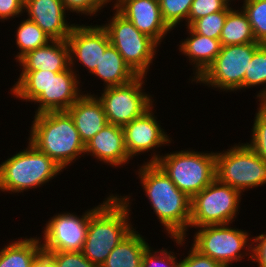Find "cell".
<instances>
[{
  "label": "cell",
  "mask_w": 266,
  "mask_h": 267,
  "mask_svg": "<svg viewBox=\"0 0 266 267\" xmlns=\"http://www.w3.org/2000/svg\"><path fill=\"white\" fill-rule=\"evenodd\" d=\"M135 175L139 179L158 222L174 244L188 246L191 199L180 191L156 163H140ZM139 168V169H138ZM188 232V233H187ZM187 241V242H186ZM187 244V245H185ZM186 247H185V246Z\"/></svg>",
  "instance_id": "6da1fadb"
},
{
  "label": "cell",
  "mask_w": 266,
  "mask_h": 267,
  "mask_svg": "<svg viewBox=\"0 0 266 267\" xmlns=\"http://www.w3.org/2000/svg\"><path fill=\"white\" fill-rule=\"evenodd\" d=\"M18 76L8 93L21 102L37 105L35 114L67 111L85 93V83L71 67L62 72L21 71Z\"/></svg>",
  "instance_id": "7a4b0ae2"
},
{
  "label": "cell",
  "mask_w": 266,
  "mask_h": 267,
  "mask_svg": "<svg viewBox=\"0 0 266 267\" xmlns=\"http://www.w3.org/2000/svg\"><path fill=\"white\" fill-rule=\"evenodd\" d=\"M115 193L90 217L82 249L83 255L99 267L111 251L136 228L131 221V204L135 200L132 198L133 193Z\"/></svg>",
  "instance_id": "3957f363"
},
{
  "label": "cell",
  "mask_w": 266,
  "mask_h": 267,
  "mask_svg": "<svg viewBox=\"0 0 266 267\" xmlns=\"http://www.w3.org/2000/svg\"><path fill=\"white\" fill-rule=\"evenodd\" d=\"M32 116L26 139L63 171L81 157L85 158V144L67 111H48Z\"/></svg>",
  "instance_id": "277c9868"
},
{
  "label": "cell",
  "mask_w": 266,
  "mask_h": 267,
  "mask_svg": "<svg viewBox=\"0 0 266 267\" xmlns=\"http://www.w3.org/2000/svg\"><path fill=\"white\" fill-rule=\"evenodd\" d=\"M27 147L8 156L0 164V193L34 191L64 172L48 155L27 141Z\"/></svg>",
  "instance_id": "5b68a950"
},
{
  "label": "cell",
  "mask_w": 266,
  "mask_h": 267,
  "mask_svg": "<svg viewBox=\"0 0 266 267\" xmlns=\"http://www.w3.org/2000/svg\"><path fill=\"white\" fill-rule=\"evenodd\" d=\"M187 149L165 151L155 163L191 199L216 179V153Z\"/></svg>",
  "instance_id": "8992f818"
},
{
  "label": "cell",
  "mask_w": 266,
  "mask_h": 267,
  "mask_svg": "<svg viewBox=\"0 0 266 267\" xmlns=\"http://www.w3.org/2000/svg\"><path fill=\"white\" fill-rule=\"evenodd\" d=\"M111 7L112 16L101 23L109 35L110 43L137 76L147 77L161 46Z\"/></svg>",
  "instance_id": "52a82bcc"
},
{
  "label": "cell",
  "mask_w": 266,
  "mask_h": 267,
  "mask_svg": "<svg viewBox=\"0 0 266 267\" xmlns=\"http://www.w3.org/2000/svg\"><path fill=\"white\" fill-rule=\"evenodd\" d=\"M193 229L196 230H193L191 245L224 267H233L234 262H242L245 258L251 262V232L233 227V223L205 225Z\"/></svg>",
  "instance_id": "ba28073f"
},
{
  "label": "cell",
  "mask_w": 266,
  "mask_h": 267,
  "mask_svg": "<svg viewBox=\"0 0 266 267\" xmlns=\"http://www.w3.org/2000/svg\"><path fill=\"white\" fill-rule=\"evenodd\" d=\"M229 147L215 151L216 179L242 195L246 190L266 185V162L245 142H234Z\"/></svg>",
  "instance_id": "9c48e42d"
},
{
  "label": "cell",
  "mask_w": 266,
  "mask_h": 267,
  "mask_svg": "<svg viewBox=\"0 0 266 267\" xmlns=\"http://www.w3.org/2000/svg\"><path fill=\"white\" fill-rule=\"evenodd\" d=\"M241 200L238 190L215 179L191 198L189 228L235 222Z\"/></svg>",
  "instance_id": "30bf717a"
},
{
  "label": "cell",
  "mask_w": 266,
  "mask_h": 267,
  "mask_svg": "<svg viewBox=\"0 0 266 267\" xmlns=\"http://www.w3.org/2000/svg\"><path fill=\"white\" fill-rule=\"evenodd\" d=\"M259 45L260 43H248L222 46L216 59L193 84H202L223 94L224 91H243L246 69Z\"/></svg>",
  "instance_id": "8fae6325"
},
{
  "label": "cell",
  "mask_w": 266,
  "mask_h": 267,
  "mask_svg": "<svg viewBox=\"0 0 266 267\" xmlns=\"http://www.w3.org/2000/svg\"><path fill=\"white\" fill-rule=\"evenodd\" d=\"M112 195V192L108 193L103 202L88 208L82 215L68 211L56 212V215L54 214L46 221L41 235L38 236L43 252H82L90 217Z\"/></svg>",
  "instance_id": "7c38bea8"
},
{
  "label": "cell",
  "mask_w": 266,
  "mask_h": 267,
  "mask_svg": "<svg viewBox=\"0 0 266 267\" xmlns=\"http://www.w3.org/2000/svg\"><path fill=\"white\" fill-rule=\"evenodd\" d=\"M146 79V76H138L126 85L102 88L101 94L84 92L94 94L102 103L109 124L123 127L155 103L154 95L145 91Z\"/></svg>",
  "instance_id": "4fadbf2b"
},
{
  "label": "cell",
  "mask_w": 266,
  "mask_h": 267,
  "mask_svg": "<svg viewBox=\"0 0 266 267\" xmlns=\"http://www.w3.org/2000/svg\"><path fill=\"white\" fill-rule=\"evenodd\" d=\"M155 105V106H154ZM156 102L140 117L135 118L125 126H123L125 145L129 157L133 158L146 153L148 158L142 160L143 163H155L162 154L160 147L170 146L174 141L172 137L167 134L166 130L162 128L161 120L158 121L157 110L155 109ZM155 110V111H154Z\"/></svg>",
  "instance_id": "5bb4252c"
},
{
  "label": "cell",
  "mask_w": 266,
  "mask_h": 267,
  "mask_svg": "<svg viewBox=\"0 0 266 267\" xmlns=\"http://www.w3.org/2000/svg\"><path fill=\"white\" fill-rule=\"evenodd\" d=\"M75 24L67 37L70 48V67L81 80L78 68L83 66L91 75L99 64L106 48L111 44L109 35L102 25ZM78 66V68H76Z\"/></svg>",
  "instance_id": "9a60e30c"
},
{
  "label": "cell",
  "mask_w": 266,
  "mask_h": 267,
  "mask_svg": "<svg viewBox=\"0 0 266 267\" xmlns=\"http://www.w3.org/2000/svg\"><path fill=\"white\" fill-rule=\"evenodd\" d=\"M113 7L140 32L148 35L160 46L172 31L164 22L160 3L155 0H118Z\"/></svg>",
  "instance_id": "2e32d148"
},
{
  "label": "cell",
  "mask_w": 266,
  "mask_h": 267,
  "mask_svg": "<svg viewBox=\"0 0 266 267\" xmlns=\"http://www.w3.org/2000/svg\"><path fill=\"white\" fill-rule=\"evenodd\" d=\"M24 13L52 40H67L76 24L71 23L62 0H25Z\"/></svg>",
  "instance_id": "e0dca14e"
},
{
  "label": "cell",
  "mask_w": 266,
  "mask_h": 267,
  "mask_svg": "<svg viewBox=\"0 0 266 267\" xmlns=\"http://www.w3.org/2000/svg\"><path fill=\"white\" fill-rule=\"evenodd\" d=\"M85 155L113 169L126 167L132 161L126 149L123 128L109 123L85 144Z\"/></svg>",
  "instance_id": "ac0fdd59"
},
{
  "label": "cell",
  "mask_w": 266,
  "mask_h": 267,
  "mask_svg": "<svg viewBox=\"0 0 266 267\" xmlns=\"http://www.w3.org/2000/svg\"><path fill=\"white\" fill-rule=\"evenodd\" d=\"M187 30L185 34L188 36L186 39H181L180 43L177 44L179 48V53H181L189 65L192 66L191 73L192 76H189V83L193 84L212 64L216 59V56L220 53L222 44L220 39H213L210 37L202 36L198 33H195L189 26L184 27ZM192 78V79H191Z\"/></svg>",
  "instance_id": "d6986e66"
},
{
  "label": "cell",
  "mask_w": 266,
  "mask_h": 267,
  "mask_svg": "<svg viewBox=\"0 0 266 267\" xmlns=\"http://www.w3.org/2000/svg\"><path fill=\"white\" fill-rule=\"evenodd\" d=\"M16 65L20 68L19 72L38 70L62 72L70 67V48L67 40H51L47 45L25 54Z\"/></svg>",
  "instance_id": "ffe728a7"
},
{
  "label": "cell",
  "mask_w": 266,
  "mask_h": 267,
  "mask_svg": "<svg viewBox=\"0 0 266 267\" xmlns=\"http://www.w3.org/2000/svg\"><path fill=\"white\" fill-rule=\"evenodd\" d=\"M67 112L84 144L108 124L103 105L94 94L84 93Z\"/></svg>",
  "instance_id": "44dd1931"
},
{
  "label": "cell",
  "mask_w": 266,
  "mask_h": 267,
  "mask_svg": "<svg viewBox=\"0 0 266 267\" xmlns=\"http://www.w3.org/2000/svg\"><path fill=\"white\" fill-rule=\"evenodd\" d=\"M92 75L101 79L103 88L126 85L138 77L112 44L106 48Z\"/></svg>",
  "instance_id": "7402d4cb"
},
{
  "label": "cell",
  "mask_w": 266,
  "mask_h": 267,
  "mask_svg": "<svg viewBox=\"0 0 266 267\" xmlns=\"http://www.w3.org/2000/svg\"><path fill=\"white\" fill-rule=\"evenodd\" d=\"M136 229L111 251L101 267H142L143 254L150 245Z\"/></svg>",
  "instance_id": "603a6c76"
},
{
  "label": "cell",
  "mask_w": 266,
  "mask_h": 267,
  "mask_svg": "<svg viewBox=\"0 0 266 267\" xmlns=\"http://www.w3.org/2000/svg\"><path fill=\"white\" fill-rule=\"evenodd\" d=\"M42 252L37 235L15 238L0 248V267H32Z\"/></svg>",
  "instance_id": "cb8c5ba5"
},
{
  "label": "cell",
  "mask_w": 266,
  "mask_h": 267,
  "mask_svg": "<svg viewBox=\"0 0 266 267\" xmlns=\"http://www.w3.org/2000/svg\"><path fill=\"white\" fill-rule=\"evenodd\" d=\"M235 8L233 7L226 16L220 35L222 46L258 43L246 13L239 6Z\"/></svg>",
  "instance_id": "d4e9b609"
},
{
  "label": "cell",
  "mask_w": 266,
  "mask_h": 267,
  "mask_svg": "<svg viewBox=\"0 0 266 267\" xmlns=\"http://www.w3.org/2000/svg\"><path fill=\"white\" fill-rule=\"evenodd\" d=\"M15 45L18 49L15 62L30 51L47 45L52 39L32 20L23 18L14 32Z\"/></svg>",
  "instance_id": "484cf974"
},
{
  "label": "cell",
  "mask_w": 266,
  "mask_h": 267,
  "mask_svg": "<svg viewBox=\"0 0 266 267\" xmlns=\"http://www.w3.org/2000/svg\"><path fill=\"white\" fill-rule=\"evenodd\" d=\"M253 87L258 89L260 87V90L255 95V99L258 100L266 92V44H260L255 49V53L244 75L243 91Z\"/></svg>",
  "instance_id": "4316f807"
},
{
  "label": "cell",
  "mask_w": 266,
  "mask_h": 267,
  "mask_svg": "<svg viewBox=\"0 0 266 267\" xmlns=\"http://www.w3.org/2000/svg\"><path fill=\"white\" fill-rule=\"evenodd\" d=\"M193 0H161L160 9L164 22L171 30H176L178 25L187 27V20Z\"/></svg>",
  "instance_id": "83f0119b"
},
{
  "label": "cell",
  "mask_w": 266,
  "mask_h": 267,
  "mask_svg": "<svg viewBox=\"0 0 266 267\" xmlns=\"http://www.w3.org/2000/svg\"><path fill=\"white\" fill-rule=\"evenodd\" d=\"M240 7L248 17L256 42L266 44V0H247Z\"/></svg>",
  "instance_id": "f1b7e54d"
},
{
  "label": "cell",
  "mask_w": 266,
  "mask_h": 267,
  "mask_svg": "<svg viewBox=\"0 0 266 267\" xmlns=\"http://www.w3.org/2000/svg\"><path fill=\"white\" fill-rule=\"evenodd\" d=\"M233 7L228 6L224 11L211 13L200 19L194 20L189 27L202 36L220 39L221 31L228 12Z\"/></svg>",
  "instance_id": "f546056e"
},
{
  "label": "cell",
  "mask_w": 266,
  "mask_h": 267,
  "mask_svg": "<svg viewBox=\"0 0 266 267\" xmlns=\"http://www.w3.org/2000/svg\"><path fill=\"white\" fill-rule=\"evenodd\" d=\"M251 129V139L246 144L266 162V112L257 106Z\"/></svg>",
  "instance_id": "4dcf8cb0"
},
{
  "label": "cell",
  "mask_w": 266,
  "mask_h": 267,
  "mask_svg": "<svg viewBox=\"0 0 266 267\" xmlns=\"http://www.w3.org/2000/svg\"><path fill=\"white\" fill-rule=\"evenodd\" d=\"M168 248L156 249L150 244L143 254L142 267H179L180 254Z\"/></svg>",
  "instance_id": "1f68e13d"
},
{
  "label": "cell",
  "mask_w": 266,
  "mask_h": 267,
  "mask_svg": "<svg viewBox=\"0 0 266 267\" xmlns=\"http://www.w3.org/2000/svg\"><path fill=\"white\" fill-rule=\"evenodd\" d=\"M62 2L68 14L76 13L78 16H87L88 19L91 18V20L93 16L95 18L96 16L100 15L99 13L105 10L103 8L109 7L110 9L111 6L108 5V0H62Z\"/></svg>",
  "instance_id": "d6a6232c"
},
{
  "label": "cell",
  "mask_w": 266,
  "mask_h": 267,
  "mask_svg": "<svg viewBox=\"0 0 266 267\" xmlns=\"http://www.w3.org/2000/svg\"><path fill=\"white\" fill-rule=\"evenodd\" d=\"M227 4L223 0H193L187 26L194 20L200 19L211 13L224 11Z\"/></svg>",
  "instance_id": "836d02e7"
},
{
  "label": "cell",
  "mask_w": 266,
  "mask_h": 267,
  "mask_svg": "<svg viewBox=\"0 0 266 267\" xmlns=\"http://www.w3.org/2000/svg\"><path fill=\"white\" fill-rule=\"evenodd\" d=\"M54 262L56 267H99L90 262L82 252H43Z\"/></svg>",
  "instance_id": "e575fe53"
},
{
  "label": "cell",
  "mask_w": 266,
  "mask_h": 267,
  "mask_svg": "<svg viewBox=\"0 0 266 267\" xmlns=\"http://www.w3.org/2000/svg\"><path fill=\"white\" fill-rule=\"evenodd\" d=\"M182 254L183 257L179 258V267H224L221 263L200 253L191 244L187 254Z\"/></svg>",
  "instance_id": "d590c367"
},
{
  "label": "cell",
  "mask_w": 266,
  "mask_h": 267,
  "mask_svg": "<svg viewBox=\"0 0 266 267\" xmlns=\"http://www.w3.org/2000/svg\"><path fill=\"white\" fill-rule=\"evenodd\" d=\"M25 0H0V22L11 21L24 15Z\"/></svg>",
  "instance_id": "8d00e7d4"
},
{
  "label": "cell",
  "mask_w": 266,
  "mask_h": 267,
  "mask_svg": "<svg viewBox=\"0 0 266 267\" xmlns=\"http://www.w3.org/2000/svg\"><path fill=\"white\" fill-rule=\"evenodd\" d=\"M266 267V231L252 236L251 263Z\"/></svg>",
  "instance_id": "74e56055"
},
{
  "label": "cell",
  "mask_w": 266,
  "mask_h": 267,
  "mask_svg": "<svg viewBox=\"0 0 266 267\" xmlns=\"http://www.w3.org/2000/svg\"><path fill=\"white\" fill-rule=\"evenodd\" d=\"M32 267H56V265L46 253L42 252L35 260Z\"/></svg>",
  "instance_id": "f35d334b"
},
{
  "label": "cell",
  "mask_w": 266,
  "mask_h": 267,
  "mask_svg": "<svg viewBox=\"0 0 266 267\" xmlns=\"http://www.w3.org/2000/svg\"><path fill=\"white\" fill-rule=\"evenodd\" d=\"M256 103L266 112V92L256 101Z\"/></svg>",
  "instance_id": "ab89813d"
},
{
  "label": "cell",
  "mask_w": 266,
  "mask_h": 267,
  "mask_svg": "<svg viewBox=\"0 0 266 267\" xmlns=\"http://www.w3.org/2000/svg\"><path fill=\"white\" fill-rule=\"evenodd\" d=\"M227 6L233 7V3H236V1L239 3V1L241 0H223ZM234 1V2H233ZM247 0H242L241 2H243L242 4H244Z\"/></svg>",
  "instance_id": "60d3db41"
},
{
  "label": "cell",
  "mask_w": 266,
  "mask_h": 267,
  "mask_svg": "<svg viewBox=\"0 0 266 267\" xmlns=\"http://www.w3.org/2000/svg\"><path fill=\"white\" fill-rule=\"evenodd\" d=\"M118 0H108L109 5H114ZM113 3V4H112Z\"/></svg>",
  "instance_id": "b9f144b4"
}]
</instances>
